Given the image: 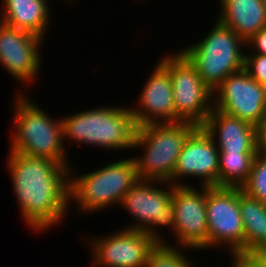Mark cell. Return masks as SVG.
Masks as SVG:
<instances>
[{"label":"cell","mask_w":266,"mask_h":267,"mask_svg":"<svg viewBox=\"0 0 266 267\" xmlns=\"http://www.w3.org/2000/svg\"><path fill=\"white\" fill-rule=\"evenodd\" d=\"M256 153H219L218 187L241 188L249 178Z\"/></svg>","instance_id":"ffe728a7"},{"label":"cell","mask_w":266,"mask_h":267,"mask_svg":"<svg viewBox=\"0 0 266 267\" xmlns=\"http://www.w3.org/2000/svg\"><path fill=\"white\" fill-rule=\"evenodd\" d=\"M1 4L0 22L46 38L53 19L48 0H1Z\"/></svg>","instance_id":"ac0fdd59"},{"label":"cell","mask_w":266,"mask_h":267,"mask_svg":"<svg viewBox=\"0 0 266 267\" xmlns=\"http://www.w3.org/2000/svg\"><path fill=\"white\" fill-rule=\"evenodd\" d=\"M241 189L250 197L266 203V153H256L249 178Z\"/></svg>","instance_id":"7402d4cb"},{"label":"cell","mask_w":266,"mask_h":267,"mask_svg":"<svg viewBox=\"0 0 266 267\" xmlns=\"http://www.w3.org/2000/svg\"><path fill=\"white\" fill-rule=\"evenodd\" d=\"M213 108L258 127L266 112V93L243 68L213 91Z\"/></svg>","instance_id":"7c38bea8"},{"label":"cell","mask_w":266,"mask_h":267,"mask_svg":"<svg viewBox=\"0 0 266 267\" xmlns=\"http://www.w3.org/2000/svg\"><path fill=\"white\" fill-rule=\"evenodd\" d=\"M63 141L116 152L133 149L137 126L129 106H100L61 117ZM67 146V147H66Z\"/></svg>","instance_id":"277c9868"},{"label":"cell","mask_w":266,"mask_h":267,"mask_svg":"<svg viewBox=\"0 0 266 267\" xmlns=\"http://www.w3.org/2000/svg\"><path fill=\"white\" fill-rule=\"evenodd\" d=\"M197 126L189 122L149 124L137 127L133 150L140 180L168 182L172 185V175L178 157L188 135Z\"/></svg>","instance_id":"5b68a950"},{"label":"cell","mask_w":266,"mask_h":267,"mask_svg":"<svg viewBox=\"0 0 266 267\" xmlns=\"http://www.w3.org/2000/svg\"><path fill=\"white\" fill-rule=\"evenodd\" d=\"M229 267H261L250 255L230 254Z\"/></svg>","instance_id":"d4e9b609"},{"label":"cell","mask_w":266,"mask_h":267,"mask_svg":"<svg viewBox=\"0 0 266 267\" xmlns=\"http://www.w3.org/2000/svg\"><path fill=\"white\" fill-rule=\"evenodd\" d=\"M166 54L158 62L170 73L176 122L202 126L213 108V92L179 50Z\"/></svg>","instance_id":"ba28073f"},{"label":"cell","mask_w":266,"mask_h":267,"mask_svg":"<svg viewBox=\"0 0 266 267\" xmlns=\"http://www.w3.org/2000/svg\"><path fill=\"white\" fill-rule=\"evenodd\" d=\"M261 267H266V250H261L250 255Z\"/></svg>","instance_id":"4316f807"},{"label":"cell","mask_w":266,"mask_h":267,"mask_svg":"<svg viewBox=\"0 0 266 267\" xmlns=\"http://www.w3.org/2000/svg\"><path fill=\"white\" fill-rule=\"evenodd\" d=\"M171 196L170 183L139 180L125 194L120 204L133 218L130 225L122 228L145 231L157 244L169 245L165 234L162 235V228L171 230L175 240V206Z\"/></svg>","instance_id":"52a82bcc"},{"label":"cell","mask_w":266,"mask_h":267,"mask_svg":"<svg viewBox=\"0 0 266 267\" xmlns=\"http://www.w3.org/2000/svg\"><path fill=\"white\" fill-rule=\"evenodd\" d=\"M215 21L205 37L179 49L212 92L226 77L245 67L246 53V41L231 28Z\"/></svg>","instance_id":"8992f818"},{"label":"cell","mask_w":266,"mask_h":267,"mask_svg":"<svg viewBox=\"0 0 266 267\" xmlns=\"http://www.w3.org/2000/svg\"><path fill=\"white\" fill-rule=\"evenodd\" d=\"M266 93V80L261 84Z\"/></svg>","instance_id":"83f0119b"},{"label":"cell","mask_w":266,"mask_h":267,"mask_svg":"<svg viewBox=\"0 0 266 267\" xmlns=\"http://www.w3.org/2000/svg\"><path fill=\"white\" fill-rule=\"evenodd\" d=\"M173 186L171 199L175 206L174 246L207 250L208 220L206 186ZM177 243V244H176ZM176 244V245H175Z\"/></svg>","instance_id":"4fadbf2b"},{"label":"cell","mask_w":266,"mask_h":267,"mask_svg":"<svg viewBox=\"0 0 266 267\" xmlns=\"http://www.w3.org/2000/svg\"><path fill=\"white\" fill-rule=\"evenodd\" d=\"M7 154L6 170L24 224L37 234L60 225L70 208L71 165L14 151Z\"/></svg>","instance_id":"6da1fadb"},{"label":"cell","mask_w":266,"mask_h":267,"mask_svg":"<svg viewBox=\"0 0 266 267\" xmlns=\"http://www.w3.org/2000/svg\"><path fill=\"white\" fill-rule=\"evenodd\" d=\"M246 48L251 49L250 51L246 50L247 53H258L266 56V27L246 41Z\"/></svg>","instance_id":"cb8c5ba5"},{"label":"cell","mask_w":266,"mask_h":267,"mask_svg":"<svg viewBox=\"0 0 266 267\" xmlns=\"http://www.w3.org/2000/svg\"><path fill=\"white\" fill-rule=\"evenodd\" d=\"M187 247L173 246L171 244H156L150 251L146 267H197L183 251ZM183 250V251H182ZM184 254V255H183Z\"/></svg>","instance_id":"44dd1931"},{"label":"cell","mask_w":266,"mask_h":267,"mask_svg":"<svg viewBox=\"0 0 266 267\" xmlns=\"http://www.w3.org/2000/svg\"><path fill=\"white\" fill-rule=\"evenodd\" d=\"M239 208L244 224V255L266 250V203L239 188Z\"/></svg>","instance_id":"d6986e66"},{"label":"cell","mask_w":266,"mask_h":267,"mask_svg":"<svg viewBox=\"0 0 266 267\" xmlns=\"http://www.w3.org/2000/svg\"><path fill=\"white\" fill-rule=\"evenodd\" d=\"M15 94L14 102H11L13 130L9 137V151L52 159L61 165H74L64 146L61 117L53 118L42 106L40 108L26 90L18 89Z\"/></svg>","instance_id":"7a4b0ae2"},{"label":"cell","mask_w":266,"mask_h":267,"mask_svg":"<svg viewBox=\"0 0 266 267\" xmlns=\"http://www.w3.org/2000/svg\"><path fill=\"white\" fill-rule=\"evenodd\" d=\"M206 214L207 249L223 248L229 254L244 255V224L239 208V187L206 186Z\"/></svg>","instance_id":"9c48e42d"},{"label":"cell","mask_w":266,"mask_h":267,"mask_svg":"<svg viewBox=\"0 0 266 267\" xmlns=\"http://www.w3.org/2000/svg\"><path fill=\"white\" fill-rule=\"evenodd\" d=\"M219 153H257V127L238 117L212 108L202 125Z\"/></svg>","instance_id":"2e32d148"},{"label":"cell","mask_w":266,"mask_h":267,"mask_svg":"<svg viewBox=\"0 0 266 267\" xmlns=\"http://www.w3.org/2000/svg\"><path fill=\"white\" fill-rule=\"evenodd\" d=\"M248 74L259 84L266 80V56L258 53H245V67Z\"/></svg>","instance_id":"603a6c76"},{"label":"cell","mask_w":266,"mask_h":267,"mask_svg":"<svg viewBox=\"0 0 266 267\" xmlns=\"http://www.w3.org/2000/svg\"><path fill=\"white\" fill-rule=\"evenodd\" d=\"M218 173L219 150L216 143L202 126H197L183 144L172 175V185L189 186L192 183L184 181L187 177L200 180V186L218 187ZM182 178L184 180L181 181Z\"/></svg>","instance_id":"5bb4252c"},{"label":"cell","mask_w":266,"mask_h":267,"mask_svg":"<svg viewBox=\"0 0 266 267\" xmlns=\"http://www.w3.org/2000/svg\"><path fill=\"white\" fill-rule=\"evenodd\" d=\"M69 170V206L87 216L120 206L125 194L140 180L134 158L124 157L81 175Z\"/></svg>","instance_id":"3957f363"},{"label":"cell","mask_w":266,"mask_h":267,"mask_svg":"<svg viewBox=\"0 0 266 267\" xmlns=\"http://www.w3.org/2000/svg\"><path fill=\"white\" fill-rule=\"evenodd\" d=\"M139 94L131 105L135 125L177 123L170 73L157 61ZM137 101V102H136Z\"/></svg>","instance_id":"9a60e30c"},{"label":"cell","mask_w":266,"mask_h":267,"mask_svg":"<svg viewBox=\"0 0 266 267\" xmlns=\"http://www.w3.org/2000/svg\"><path fill=\"white\" fill-rule=\"evenodd\" d=\"M258 151L266 153V112L260 125L257 127Z\"/></svg>","instance_id":"484cf974"},{"label":"cell","mask_w":266,"mask_h":267,"mask_svg":"<svg viewBox=\"0 0 266 267\" xmlns=\"http://www.w3.org/2000/svg\"><path fill=\"white\" fill-rule=\"evenodd\" d=\"M89 235L91 267H146L156 242L145 232L121 228L110 234Z\"/></svg>","instance_id":"30bf717a"},{"label":"cell","mask_w":266,"mask_h":267,"mask_svg":"<svg viewBox=\"0 0 266 267\" xmlns=\"http://www.w3.org/2000/svg\"><path fill=\"white\" fill-rule=\"evenodd\" d=\"M218 17L243 40H249L266 27V4L263 0H219Z\"/></svg>","instance_id":"e0dca14e"},{"label":"cell","mask_w":266,"mask_h":267,"mask_svg":"<svg viewBox=\"0 0 266 267\" xmlns=\"http://www.w3.org/2000/svg\"><path fill=\"white\" fill-rule=\"evenodd\" d=\"M43 40L31 32L0 22V65L18 84L29 86L39 79L43 67Z\"/></svg>","instance_id":"8fae6325"}]
</instances>
